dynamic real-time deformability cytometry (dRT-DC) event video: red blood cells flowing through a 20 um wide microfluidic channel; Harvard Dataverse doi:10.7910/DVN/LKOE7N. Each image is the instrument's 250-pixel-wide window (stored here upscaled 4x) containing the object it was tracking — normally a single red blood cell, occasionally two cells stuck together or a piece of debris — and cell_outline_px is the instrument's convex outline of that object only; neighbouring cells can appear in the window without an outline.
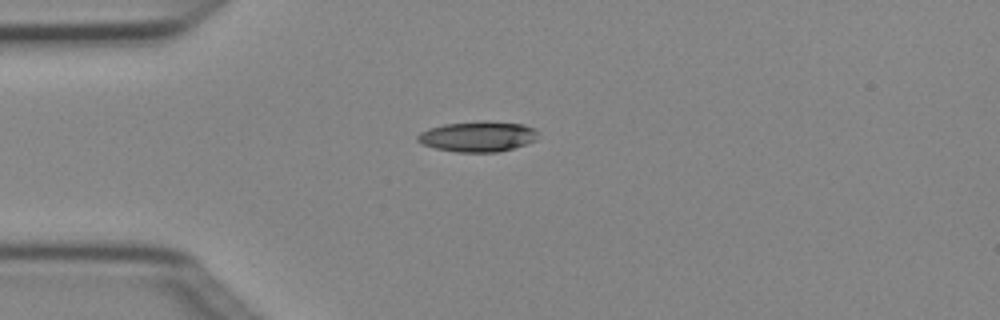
{"species": "Egyptian fruit bat (a non-hibernating species)", "species_latin": "Rousettus aegyptiacus", "temperature_condition": "cold", "stored_images_in_passage": 1, "camera_frame_rate_fps": 3000, "um_per_image_px": 0.085, "animal": {"sex": "female"}, "frame": {"image": 1, "passage_image": 1, "time_ms": 0.0, "image_size_px": [1000, 320], "cell_outline_px": [[536, 140], [500, 152], [456, 152], [436, 148], [424, 144], [416, 140], [416, 136], [420, 132], [444, 124], [484, 120], [524, 124], [536, 128]], "centroid_in_image_um": [40.62, 11.59], "position_along_channel_um": 44.4, "area_um2": 21.33}}